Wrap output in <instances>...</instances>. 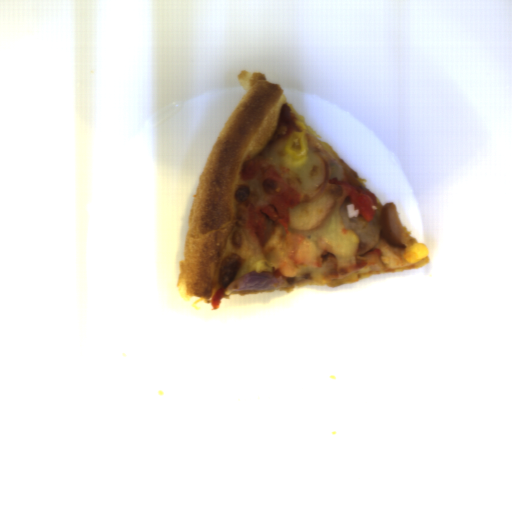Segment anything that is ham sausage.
<instances>
[{
    "mask_svg": "<svg viewBox=\"0 0 512 512\" xmlns=\"http://www.w3.org/2000/svg\"><path fill=\"white\" fill-rule=\"evenodd\" d=\"M308 140L305 163L298 167L283 166V154L288 140L279 139L267 148L272 165L285 183L299 192L295 208L289 207L288 229L284 237L285 251L295 265L321 267L322 254L361 257L376 246L381 235L393 248H408L404 227L397 207L386 202L377 218L370 222L361 215L350 218L345 201L349 197L343 187L329 183L338 181L360 187L353 169L341 158L333 157L314 136Z\"/></svg>",
    "mask_w": 512,
    "mask_h": 512,
    "instance_id": "obj_1",
    "label": "ham sausage"
}]
</instances>
